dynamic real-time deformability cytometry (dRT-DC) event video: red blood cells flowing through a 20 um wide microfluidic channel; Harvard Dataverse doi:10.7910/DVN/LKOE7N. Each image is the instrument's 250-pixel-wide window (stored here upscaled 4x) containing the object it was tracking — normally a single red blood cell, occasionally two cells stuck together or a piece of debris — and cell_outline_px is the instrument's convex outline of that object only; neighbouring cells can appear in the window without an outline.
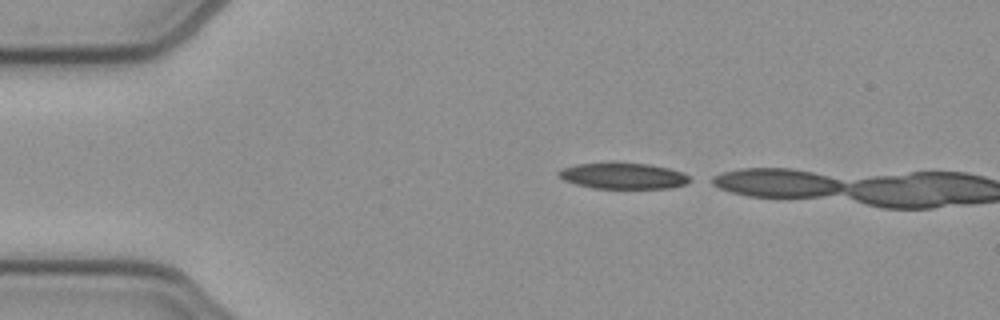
{"species": "common noctule bat (a hibernating species)", "species_latin": "Nyctalus noctula", "temperature_condition": "cold", "stored_images_in_passage": 5, "camera_frame_rate_fps": 3000, "um_per_image_px": 0.085, "animal": {"sex": "female", "body_mass_g": 21.9}, "frame": {"image": 1, "passage_image": 1, "time_ms": 0.0, "image_size_px": [1000, 320], "cell_outline_px": [[696, 180], [688, 184], [672, 188], [592, 188], [576, 184], [564, 180], [556, 172], [560, 168], [576, 164], [648, 164], [668, 168], [684, 172]], "centroid_in_image_um": [53.05, 14.97], "position_along_channel_um": 31.9, "area_um2": 19.83}}